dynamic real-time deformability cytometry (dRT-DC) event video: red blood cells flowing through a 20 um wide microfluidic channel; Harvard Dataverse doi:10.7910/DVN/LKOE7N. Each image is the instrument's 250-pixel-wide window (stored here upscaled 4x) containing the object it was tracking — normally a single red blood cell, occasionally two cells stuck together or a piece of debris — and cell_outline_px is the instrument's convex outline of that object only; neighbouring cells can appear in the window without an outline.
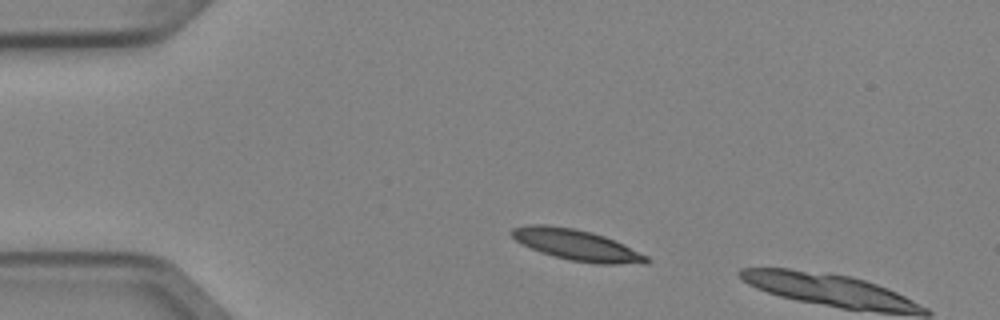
{"species": "Egyptian fruit bat (a non-hibernating species)", "species_latin": "Rousettus aegyptiacus", "temperature_condition": "cold", "stored_images_in_passage": 2, "camera_frame_rate_fps": 3000, "um_per_image_px": 0.085, "animal": {"sex": "female"}, "frame": {"image": 1, "passage_image": 1, "time_ms": 0.0, "image_size_px": [1000, 320], "cell_outline_px": [[652, 260], [648, 264], [596, 264], [572, 260], [540, 252], [516, 240], [508, 232], [512, 228], [528, 224], [544, 224], [572, 228], [592, 232], [604, 236], [648, 256]], "centroid_in_image_um": [49.03, 20.82], "position_along_channel_um": 36.0, "area_um2": 24.1}}